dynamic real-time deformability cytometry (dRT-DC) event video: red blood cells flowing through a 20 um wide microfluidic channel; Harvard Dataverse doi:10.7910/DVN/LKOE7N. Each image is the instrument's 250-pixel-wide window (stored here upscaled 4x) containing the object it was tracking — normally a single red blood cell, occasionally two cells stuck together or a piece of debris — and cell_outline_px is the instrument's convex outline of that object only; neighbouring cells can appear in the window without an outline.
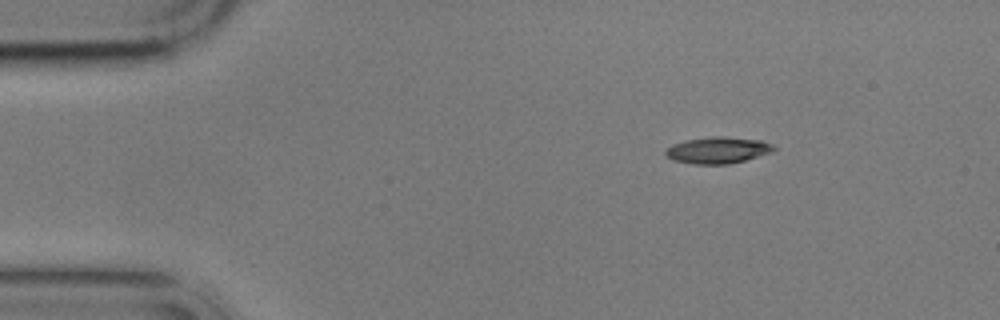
{"species": "common noctule bat (a hibernating species)", "species_latin": "Nyctalus noctula", "temperature_condition": "cold", "stored_images_in_passage": 13, "camera_frame_rate_fps": 3000, "um_per_image_px": 0.085, "animal": {"sex": "male", "body_mass_g": 17.9}, "frame": {"image": 1, "passage_image": 1, "time_ms": 0.0, "image_size_px": [1000, 320], "cell_outline_px": [[776, 148], [772, 152], [744, 160], [728, 164], [692, 164], [672, 160], [664, 152], [672, 144], [684, 140], [712, 136], [724, 136], [760, 140], [772, 144]], "centroid_in_image_um": [60.99, 12.76], "position_along_channel_um": 24.0, "area_um2": 16.7}}
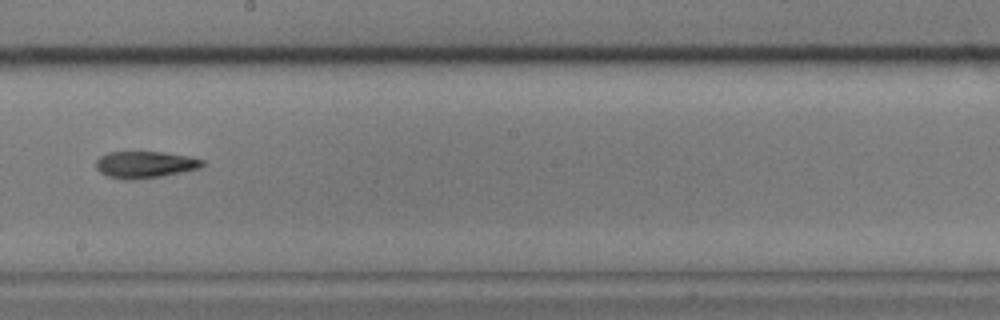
{"frame": {"image": 2, "passage_image": 7, "time_ms": 8.0, "image_size_px": [1000, 320], "cell_outline_px": [[204, 164], [200, 168], [160, 176], [132, 180], [124, 180], [108, 176], [100, 172], [96, 168], [96, 160], [100, 156], [108, 152], [160, 152], [188, 156], [204, 160]], "centroid_in_image_um": [12.29, 13.99], "position_along_channel_um": 235.9, "area_um2": 16.47}}
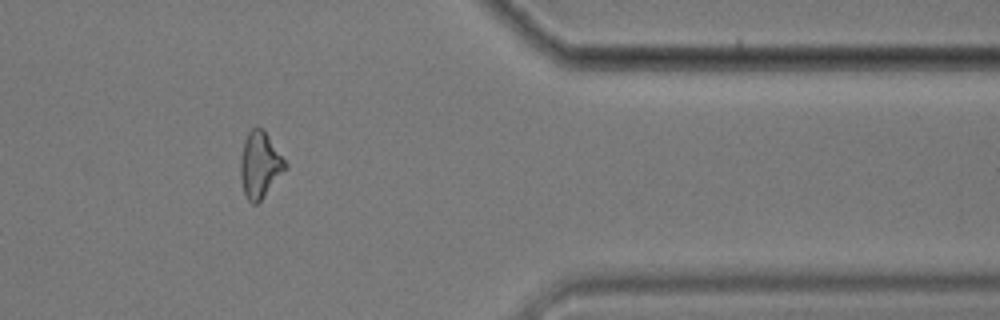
{"frame": {"image": 3, "passage_image": 11, "time_ms": 13.0, "image_size_px": [1000, 320], "cell_outline_px": [[288, 168], [260, 200], [256, 204], [252, 204], [248, 200], [244, 192], [240, 176], [240, 156], [244, 140], [248, 132], [256, 124], [264, 128], [288, 164]], "centroid_in_image_um": [22.1, 13.95], "position_along_channel_um": 389.3, "area_um2": 17.57}, "authors_computed_cell_mechanics": {"area_um2": 17.2244, "velocity_mm_per_s": 3.4897, "shape_relaxation_time_tau1_ms": null, "shape_relaxation_time_tau2_ms": 4.1815, "deformation_change_tau1": null, "deformation_change_tau2": 0.1233}}